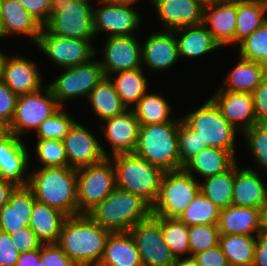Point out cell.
<instances>
[{
    "label": "cell",
    "instance_id": "6da1fadb",
    "mask_svg": "<svg viewBox=\"0 0 267 266\" xmlns=\"http://www.w3.org/2000/svg\"><path fill=\"white\" fill-rule=\"evenodd\" d=\"M110 233L87 214L68 216L56 244L77 266H98Z\"/></svg>",
    "mask_w": 267,
    "mask_h": 266
},
{
    "label": "cell",
    "instance_id": "7a4b0ae2",
    "mask_svg": "<svg viewBox=\"0 0 267 266\" xmlns=\"http://www.w3.org/2000/svg\"><path fill=\"white\" fill-rule=\"evenodd\" d=\"M27 186L36 201L67 216L78 215L77 170L71 167H31Z\"/></svg>",
    "mask_w": 267,
    "mask_h": 266
},
{
    "label": "cell",
    "instance_id": "3957f363",
    "mask_svg": "<svg viewBox=\"0 0 267 266\" xmlns=\"http://www.w3.org/2000/svg\"><path fill=\"white\" fill-rule=\"evenodd\" d=\"M206 98L199 106V103L195 104L197 108L192 107L191 111L188 108L189 112L181 114L182 120L198 133L202 143H206L208 147L229 151L237 159L240 158L239 146L242 145L238 144L241 143L238 139L242 138V134L222 116L213 100L209 96Z\"/></svg>",
    "mask_w": 267,
    "mask_h": 266
},
{
    "label": "cell",
    "instance_id": "277c9868",
    "mask_svg": "<svg viewBox=\"0 0 267 266\" xmlns=\"http://www.w3.org/2000/svg\"><path fill=\"white\" fill-rule=\"evenodd\" d=\"M152 214V206L141 196L115 188L87 215L111 232H129L138 222Z\"/></svg>",
    "mask_w": 267,
    "mask_h": 266
},
{
    "label": "cell",
    "instance_id": "5b68a950",
    "mask_svg": "<svg viewBox=\"0 0 267 266\" xmlns=\"http://www.w3.org/2000/svg\"><path fill=\"white\" fill-rule=\"evenodd\" d=\"M179 121L140 125L134 154L165 171L183 169L178 146Z\"/></svg>",
    "mask_w": 267,
    "mask_h": 266
},
{
    "label": "cell",
    "instance_id": "8992f818",
    "mask_svg": "<svg viewBox=\"0 0 267 266\" xmlns=\"http://www.w3.org/2000/svg\"><path fill=\"white\" fill-rule=\"evenodd\" d=\"M109 158L115 169L116 187L141 196L152 206L157 200L164 171L134 153Z\"/></svg>",
    "mask_w": 267,
    "mask_h": 266
},
{
    "label": "cell",
    "instance_id": "52a82bcc",
    "mask_svg": "<svg viewBox=\"0 0 267 266\" xmlns=\"http://www.w3.org/2000/svg\"><path fill=\"white\" fill-rule=\"evenodd\" d=\"M55 78H52L46 85L49 87L53 97L61 107H72V102L83 104L93 88L105 77L103 69L95 58L86 64L75 67L64 68L56 71ZM84 100V101H83ZM70 104V106L68 105Z\"/></svg>",
    "mask_w": 267,
    "mask_h": 266
},
{
    "label": "cell",
    "instance_id": "ba28073f",
    "mask_svg": "<svg viewBox=\"0 0 267 266\" xmlns=\"http://www.w3.org/2000/svg\"><path fill=\"white\" fill-rule=\"evenodd\" d=\"M200 191V182L184 168L163 173L152 215L178 218Z\"/></svg>",
    "mask_w": 267,
    "mask_h": 266
},
{
    "label": "cell",
    "instance_id": "9c48e42d",
    "mask_svg": "<svg viewBox=\"0 0 267 266\" xmlns=\"http://www.w3.org/2000/svg\"><path fill=\"white\" fill-rule=\"evenodd\" d=\"M97 5V6H96ZM135 5L98 0L93 5V22L96 40L99 36L118 37L138 35V31L145 29L143 13ZM138 8V9H137ZM139 10V11H138Z\"/></svg>",
    "mask_w": 267,
    "mask_h": 266
},
{
    "label": "cell",
    "instance_id": "30bf717a",
    "mask_svg": "<svg viewBox=\"0 0 267 266\" xmlns=\"http://www.w3.org/2000/svg\"><path fill=\"white\" fill-rule=\"evenodd\" d=\"M95 42L96 39L62 38L51 34L43 27L34 47L41 53L37 54L40 58L44 55L45 60H49L55 69L60 70L86 64L95 59V45H99Z\"/></svg>",
    "mask_w": 267,
    "mask_h": 266
},
{
    "label": "cell",
    "instance_id": "8fae6325",
    "mask_svg": "<svg viewBox=\"0 0 267 266\" xmlns=\"http://www.w3.org/2000/svg\"><path fill=\"white\" fill-rule=\"evenodd\" d=\"M60 108L47 85L37 92L18 96L8 132L32 143L30 134L33 136L41 123Z\"/></svg>",
    "mask_w": 267,
    "mask_h": 266
},
{
    "label": "cell",
    "instance_id": "7c38bea8",
    "mask_svg": "<svg viewBox=\"0 0 267 266\" xmlns=\"http://www.w3.org/2000/svg\"><path fill=\"white\" fill-rule=\"evenodd\" d=\"M116 188L115 169L109 157L77 169L78 214H87Z\"/></svg>",
    "mask_w": 267,
    "mask_h": 266
},
{
    "label": "cell",
    "instance_id": "4fadbf2b",
    "mask_svg": "<svg viewBox=\"0 0 267 266\" xmlns=\"http://www.w3.org/2000/svg\"><path fill=\"white\" fill-rule=\"evenodd\" d=\"M44 27L51 34L62 38L96 39L93 5L83 1L66 0L53 8Z\"/></svg>",
    "mask_w": 267,
    "mask_h": 266
},
{
    "label": "cell",
    "instance_id": "5bb4252c",
    "mask_svg": "<svg viewBox=\"0 0 267 266\" xmlns=\"http://www.w3.org/2000/svg\"><path fill=\"white\" fill-rule=\"evenodd\" d=\"M138 36L107 37L100 43L101 48L98 49L99 46H96L95 58L105 77L119 71L142 68L141 35Z\"/></svg>",
    "mask_w": 267,
    "mask_h": 266
},
{
    "label": "cell",
    "instance_id": "9a60e30c",
    "mask_svg": "<svg viewBox=\"0 0 267 266\" xmlns=\"http://www.w3.org/2000/svg\"><path fill=\"white\" fill-rule=\"evenodd\" d=\"M143 266H173L175 256L166 244L160 224V216L150 215L130 230Z\"/></svg>",
    "mask_w": 267,
    "mask_h": 266
},
{
    "label": "cell",
    "instance_id": "2e32d148",
    "mask_svg": "<svg viewBox=\"0 0 267 266\" xmlns=\"http://www.w3.org/2000/svg\"><path fill=\"white\" fill-rule=\"evenodd\" d=\"M101 131L100 139L106 157L121 153H133L139 136L140 123L132 109L122 114L105 119L96 125ZM104 140V141H103ZM107 142V143H104ZM109 151V152H108Z\"/></svg>",
    "mask_w": 267,
    "mask_h": 266
},
{
    "label": "cell",
    "instance_id": "e0dca14e",
    "mask_svg": "<svg viewBox=\"0 0 267 266\" xmlns=\"http://www.w3.org/2000/svg\"><path fill=\"white\" fill-rule=\"evenodd\" d=\"M150 30L151 33L141 39L142 68L159 75L176 69L181 60L174 31Z\"/></svg>",
    "mask_w": 267,
    "mask_h": 266
},
{
    "label": "cell",
    "instance_id": "ac0fdd59",
    "mask_svg": "<svg viewBox=\"0 0 267 266\" xmlns=\"http://www.w3.org/2000/svg\"><path fill=\"white\" fill-rule=\"evenodd\" d=\"M32 57L10 51L4 61L1 80L17 96L37 92L46 86V76L39 66L41 61L36 62L37 58Z\"/></svg>",
    "mask_w": 267,
    "mask_h": 266
},
{
    "label": "cell",
    "instance_id": "d6986e66",
    "mask_svg": "<svg viewBox=\"0 0 267 266\" xmlns=\"http://www.w3.org/2000/svg\"><path fill=\"white\" fill-rule=\"evenodd\" d=\"M76 121L65 135L63 141L67 155L68 167L75 170L103 161L106 156L103 152L100 136L85 125L84 120ZM99 137V138H98Z\"/></svg>",
    "mask_w": 267,
    "mask_h": 266
},
{
    "label": "cell",
    "instance_id": "ffe728a7",
    "mask_svg": "<svg viewBox=\"0 0 267 266\" xmlns=\"http://www.w3.org/2000/svg\"><path fill=\"white\" fill-rule=\"evenodd\" d=\"M27 141V142H26ZM28 140L8 132L0 139V180L26 186L30 174Z\"/></svg>",
    "mask_w": 267,
    "mask_h": 266
},
{
    "label": "cell",
    "instance_id": "44dd1931",
    "mask_svg": "<svg viewBox=\"0 0 267 266\" xmlns=\"http://www.w3.org/2000/svg\"><path fill=\"white\" fill-rule=\"evenodd\" d=\"M149 6L159 22L158 30L174 31L203 23L205 6L196 0H151Z\"/></svg>",
    "mask_w": 267,
    "mask_h": 266
},
{
    "label": "cell",
    "instance_id": "7402d4cb",
    "mask_svg": "<svg viewBox=\"0 0 267 266\" xmlns=\"http://www.w3.org/2000/svg\"><path fill=\"white\" fill-rule=\"evenodd\" d=\"M239 162L238 160L234 164L232 205L258 208L265 212L267 207L266 176Z\"/></svg>",
    "mask_w": 267,
    "mask_h": 266
},
{
    "label": "cell",
    "instance_id": "603a6c76",
    "mask_svg": "<svg viewBox=\"0 0 267 266\" xmlns=\"http://www.w3.org/2000/svg\"><path fill=\"white\" fill-rule=\"evenodd\" d=\"M208 95H211L209 97L220 109L222 116L241 134L257 124L251 93L216 89Z\"/></svg>",
    "mask_w": 267,
    "mask_h": 266
},
{
    "label": "cell",
    "instance_id": "cb8c5ba5",
    "mask_svg": "<svg viewBox=\"0 0 267 266\" xmlns=\"http://www.w3.org/2000/svg\"><path fill=\"white\" fill-rule=\"evenodd\" d=\"M236 18L237 0H217L205 6L202 24L222 49L234 51Z\"/></svg>",
    "mask_w": 267,
    "mask_h": 266
},
{
    "label": "cell",
    "instance_id": "d4e9b609",
    "mask_svg": "<svg viewBox=\"0 0 267 266\" xmlns=\"http://www.w3.org/2000/svg\"><path fill=\"white\" fill-rule=\"evenodd\" d=\"M0 12L4 39L26 37L36 45L43 26L33 18L18 0H0ZM12 37V38H11ZM28 38V39H27Z\"/></svg>",
    "mask_w": 267,
    "mask_h": 266
},
{
    "label": "cell",
    "instance_id": "484cf974",
    "mask_svg": "<svg viewBox=\"0 0 267 266\" xmlns=\"http://www.w3.org/2000/svg\"><path fill=\"white\" fill-rule=\"evenodd\" d=\"M174 35L181 62L186 60V63H189L190 60L197 59L196 63H198V60H202L203 57L205 59L212 53L219 54L217 51H222L221 46L203 24L176 29Z\"/></svg>",
    "mask_w": 267,
    "mask_h": 266
},
{
    "label": "cell",
    "instance_id": "4316f807",
    "mask_svg": "<svg viewBox=\"0 0 267 266\" xmlns=\"http://www.w3.org/2000/svg\"><path fill=\"white\" fill-rule=\"evenodd\" d=\"M35 201L34 194L27 185L17 186L8 203L0 210V230L11 235L29 226Z\"/></svg>",
    "mask_w": 267,
    "mask_h": 266
},
{
    "label": "cell",
    "instance_id": "83f0119b",
    "mask_svg": "<svg viewBox=\"0 0 267 266\" xmlns=\"http://www.w3.org/2000/svg\"><path fill=\"white\" fill-rule=\"evenodd\" d=\"M264 220V211L261 209L230 205L220 209L217 226L220 234L256 236Z\"/></svg>",
    "mask_w": 267,
    "mask_h": 266
},
{
    "label": "cell",
    "instance_id": "f1b7e54d",
    "mask_svg": "<svg viewBox=\"0 0 267 266\" xmlns=\"http://www.w3.org/2000/svg\"><path fill=\"white\" fill-rule=\"evenodd\" d=\"M235 65L227 67L224 79L216 89L232 92L253 93L257 86L267 76V66L255 63L237 56ZM222 82V83H221Z\"/></svg>",
    "mask_w": 267,
    "mask_h": 266
},
{
    "label": "cell",
    "instance_id": "f546056e",
    "mask_svg": "<svg viewBox=\"0 0 267 266\" xmlns=\"http://www.w3.org/2000/svg\"><path fill=\"white\" fill-rule=\"evenodd\" d=\"M238 160L231 152L207 147L196 154L183 168L198 181L224 173Z\"/></svg>",
    "mask_w": 267,
    "mask_h": 266
},
{
    "label": "cell",
    "instance_id": "4dcf8cb0",
    "mask_svg": "<svg viewBox=\"0 0 267 266\" xmlns=\"http://www.w3.org/2000/svg\"><path fill=\"white\" fill-rule=\"evenodd\" d=\"M148 90L132 108L140 125L161 124L170 121H180V115L175 113L173 103L164 96L163 92ZM170 101V102H169Z\"/></svg>",
    "mask_w": 267,
    "mask_h": 266
},
{
    "label": "cell",
    "instance_id": "1f68e13d",
    "mask_svg": "<svg viewBox=\"0 0 267 266\" xmlns=\"http://www.w3.org/2000/svg\"><path fill=\"white\" fill-rule=\"evenodd\" d=\"M86 111L91 110L98 124L105 119L122 114L127 108L122 104L114 83L104 77L90 92L85 101ZM98 120V121H97Z\"/></svg>",
    "mask_w": 267,
    "mask_h": 266
},
{
    "label": "cell",
    "instance_id": "d6a6232c",
    "mask_svg": "<svg viewBox=\"0 0 267 266\" xmlns=\"http://www.w3.org/2000/svg\"><path fill=\"white\" fill-rule=\"evenodd\" d=\"M98 266H143L130 232H111Z\"/></svg>",
    "mask_w": 267,
    "mask_h": 266
},
{
    "label": "cell",
    "instance_id": "836d02e7",
    "mask_svg": "<svg viewBox=\"0 0 267 266\" xmlns=\"http://www.w3.org/2000/svg\"><path fill=\"white\" fill-rule=\"evenodd\" d=\"M67 218L65 213L35 201L29 227L42 244L57 243Z\"/></svg>",
    "mask_w": 267,
    "mask_h": 266
},
{
    "label": "cell",
    "instance_id": "e575fe53",
    "mask_svg": "<svg viewBox=\"0 0 267 266\" xmlns=\"http://www.w3.org/2000/svg\"><path fill=\"white\" fill-rule=\"evenodd\" d=\"M147 75L150 74L143 68H137L119 71L109 76L115 85L122 104L127 109H132L150 88L153 89Z\"/></svg>",
    "mask_w": 267,
    "mask_h": 266
},
{
    "label": "cell",
    "instance_id": "d590c367",
    "mask_svg": "<svg viewBox=\"0 0 267 266\" xmlns=\"http://www.w3.org/2000/svg\"><path fill=\"white\" fill-rule=\"evenodd\" d=\"M256 236L244 234H220L219 246L229 266H252Z\"/></svg>",
    "mask_w": 267,
    "mask_h": 266
},
{
    "label": "cell",
    "instance_id": "8d00e7d4",
    "mask_svg": "<svg viewBox=\"0 0 267 266\" xmlns=\"http://www.w3.org/2000/svg\"><path fill=\"white\" fill-rule=\"evenodd\" d=\"M267 20V6L251 0H237L235 47Z\"/></svg>",
    "mask_w": 267,
    "mask_h": 266
},
{
    "label": "cell",
    "instance_id": "74e56055",
    "mask_svg": "<svg viewBox=\"0 0 267 266\" xmlns=\"http://www.w3.org/2000/svg\"><path fill=\"white\" fill-rule=\"evenodd\" d=\"M241 137L242 142L245 143V151L248 150V155H250L247 159L251 161L247 165L243 160L242 164L267 176V124L253 125Z\"/></svg>",
    "mask_w": 267,
    "mask_h": 266
},
{
    "label": "cell",
    "instance_id": "f35d334b",
    "mask_svg": "<svg viewBox=\"0 0 267 266\" xmlns=\"http://www.w3.org/2000/svg\"><path fill=\"white\" fill-rule=\"evenodd\" d=\"M34 141L33 144L30 145L29 142L28 145L31 147L35 144L29 148L30 167H68L67 155L62 140L35 138ZM35 161H38L37 165L33 163Z\"/></svg>",
    "mask_w": 267,
    "mask_h": 266
},
{
    "label": "cell",
    "instance_id": "ab89813d",
    "mask_svg": "<svg viewBox=\"0 0 267 266\" xmlns=\"http://www.w3.org/2000/svg\"><path fill=\"white\" fill-rule=\"evenodd\" d=\"M201 193L219 209L232 205L234 165L224 173L200 180Z\"/></svg>",
    "mask_w": 267,
    "mask_h": 266
},
{
    "label": "cell",
    "instance_id": "60d3db41",
    "mask_svg": "<svg viewBox=\"0 0 267 266\" xmlns=\"http://www.w3.org/2000/svg\"><path fill=\"white\" fill-rule=\"evenodd\" d=\"M161 230L166 244L175 258L190 256L189 226L178 218L160 216Z\"/></svg>",
    "mask_w": 267,
    "mask_h": 266
},
{
    "label": "cell",
    "instance_id": "b9f144b4",
    "mask_svg": "<svg viewBox=\"0 0 267 266\" xmlns=\"http://www.w3.org/2000/svg\"><path fill=\"white\" fill-rule=\"evenodd\" d=\"M219 214L220 209L199 191L178 219L187 226L217 224Z\"/></svg>",
    "mask_w": 267,
    "mask_h": 266
},
{
    "label": "cell",
    "instance_id": "7bdbcfd3",
    "mask_svg": "<svg viewBox=\"0 0 267 266\" xmlns=\"http://www.w3.org/2000/svg\"><path fill=\"white\" fill-rule=\"evenodd\" d=\"M235 48L234 56L267 66V20Z\"/></svg>",
    "mask_w": 267,
    "mask_h": 266
},
{
    "label": "cell",
    "instance_id": "ee69618b",
    "mask_svg": "<svg viewBox=\"0 0 267 266\" xmlns=\"http://www.w3.org/2000/svg\"><path fill=\"white\" fill-rule=\"evenodd\" d=\"M67 107H61L50 118L44 120L34 133L37 139L63 140L78 120ZM74 115V116H73Z\"/></svg>",
    "mask_w": 267,
    "mask_h": 266
},
{
    "label": "cell",
    "instance_id": "f6af8a7d",
    "mask_svg": "<svg viewBox=\"0 0 267 266\" xmlns=\"http://www.w3.org/2000/svg\"><path fill=\"white\" fill-rule=\"evenodd\" d=\"M220 232L217 224L189 226L190 256H194L219 244Z\"/></svg>",
    "mask_w": 267,
    "mask_h": 266
},
{
    "label": "cell",
    "instance_id": "bcb514c9",
    "mask_svg": "<svg viewBox=\"0 0 267 266\" xmlns=\"http://www.w3.org/2000/svg\"><path fill=\"white\" fill-rule=\"evenodd\" d=\"M179 157L182 167H184L202 149L207 148L206 143H202L198 133L192 130L181 118L178 131Z\"/></svg>",
    "mask_w": 267,
    "mask_h": 266
},
{
    "label": "cell",
    "instance_id": "7dc6e473",
    "mask_svg": "<svg viewBox=\"0 0 267 266\" xmlns=\"http://www.w3.org/2000/svg\"><path fill=\"white\" fill-rule=\"evenodd\" d=\"M40 266H77L56 243L42 244Z\"/></svg>",
    "mask_w": 267,
    "mask_h": 266
},
{
    "label": "cell",
    "instance_id": "c3c4849f",
    "mask_svg": "<svg viewBox=\"0 0 267 266\" xmlns=\"http://www.w3.org/2000/svg\"><path fill=\"white\" fill-rule=\"evenodd\" d=\"M10 236L13 245L16 246L20 254L40 249L42 245V242L29 226L17 230Z\"/></svg>",
    "mask_w": 267,
    "mask_h": 266
},
{
    "label": "cell",
    "instance_id": "681fc988",
    "mask_svg": "<svg viewBox=\"0 0 267 266\" xmlns=\"http://www.w3.org/2000/svg\"><path fill=\"white\" fill-rule=\"evenodd\" d=\"M17 97L0 79V120L7 126L13 120Z\"/></svg>",
    "mask_w": 267,
    "mask_h": 266
},
{
    "label": "cell",
    "instance_id": "f907efd6",
    "mask_svg": "<svg viewBox=\"0 0 267 266\" xmlns=\"http://www.w3.org/2000/svg\"><path fill=\"white\" fill-rule=\"evenodd\" d=\"M22 6L35 18L43 27L50 19L53 12L51 0H18Z\"/></svg>",
    "mask_w": 267,
    "mask_h": 266
},
{
    "label": "cell",
    "instance_id": "816d5d0a",
    "mask_svg": "<svg viewBox=\"0 0 267 266\" xmlns=\"http://www.w3.org/2000/svg\"><path fill=\"white\" fill-rule=\"evenodd\" d=\"M19 255L10 234L0 230V266H16Z\"/></svg>",
    "mask_w": 267,
    "mask_h": 266
},
{
    "label": "cell",
    "instance_id": "f5cc1de1",
    "mask_svg": "<svg viewBox=\"0 0 267 266\" xmlns=\"http://www.w3.org/2000/svg\"><path fill=\"white\" fill-rule=\"evenodd\" d=\"M252 95L257 123L267 124V76L253 91Z\"/></svg>",
    "mask_w": 267,
    "mask_h": 266
},
{
    "label": "cell",
    "instance_id": "db71d44e",
    "mask_svg": "<svg viewBox=\"0 0 267 266\" xmlns=\"http://www.w3.org/2000/svg\"><path fill=\"white\" fill-rule=\"evenodd\" d=\"M193 257L198 266H229L227 258L219 245L195 254Z\"/></svg>",
    "mask_w": 267,
    "mask_h": 266
},
{
    "label": "cell",
    "instance_id": "11a10c76",
    "mask_svg": "<svg viewBox=\"0 0 267 266\" xmlns=\"http://www.w3.org/2000/svg\"><path fill=\"white\" fill-rule=\"evenodd\" d=\"M16 266H40V249L20 254Z\"/></svg>",
    "mask_w": 267,
    "mask_h": 266
},
{
    "label": "cell",
    "instance_id": "9f6ffc18",
    "mask_svg": "<svg viewBox=\"0 0 267 266\" xmlns=\"http://www.w3.org/2000/svg\"><path fill=\"white\" fill-rule=\"evenodd\" d=\"M16 187L17 185L11 181L0 180V210L8 203L9 197Z\"/></svg>",
    "mask_w": 267,
    "mask_h": 266
},
{
    "label": "cell",
    "instance_id": "6f0895ef",
    "mask_svg": "<svg viewBox=\"0 0 267 266\" xmlns=\"http://www.w3.org/2000/svg\"><path fill=\"white\" fill-rule=\"evenodd\" d=\"M254 250H267V222L264 220L262 228L256 235Z\"/></svg>",
    "mask_w": 267,
    "mask_h": 266
},
{
    "label": "cell",
    "instance_id": "680465c9",
    "mask_svg": "<svg viewBox=\"0 0 267 266\" xmlns=\"http://www.w3.org/2000/svg\"><path fill=\"white\" fill-rule=\"evenodd\" d=\"M252 266H267V250H254Z\"/></svg>",
    "mask_w": 267,
    "mask_h": 266
},
{
    "label": "cell",
    "instance_id": "91938a15",
    "mask_svg": "<svg viewBox=\"0 0 267 266\" xmlns=\"http://www.w3.org/2000/svg\"><path fill=\"white\" fill-rule=\"evenodd\" d=\"M173 266H198L193 256L177 258Z\"/></svg>",
    "mask_w": 267,
    "mask_h": 266
},
{
    "label": "cell",
    "instance_id": "94428289",
    "mask_svg": "<svg viewBox=\"0 0 267 266\" xmlns=\"http://www.w3.org/2000/svg\"><path fill=\"white\" fill-rule=\"evenodd\" d=\"M106 1H111V2H117V3H124V4H131V5H135V6H139L141 5L143 7V5L141 3H143V1H146L147 7H149L148 5L150 4L151 0H106ZM140 3V4H139Z\"/></svg>",
    "mask_w": 267,
    "mask_h": 266
},
{
    "label": "cell",
    "instance_id": "6125c7cd",
    "mask_svg": "<svg viewBox=\"0 0 267 266\" xmlns=\"http://www.w3.org/2000/svg\"><path fill=\"white\" fill-rule=\"evenodd\" d=\"M1 47H0V79H1V76H2V70H3V64H4V61L6 59V57L8 56V51H4L2 50V42L0 43ZM7 52V53H6Z\"/></svg>",
    "mask_w": 267,
    "mask_h": 266
},
{
    "label": "cell",
    "instance_id": "be15d7a7",
    "mask_svg": "<svg viewBox=\"0 0 267 266\" xmlns=\"http://www.w3.org/2000/svg\"><path fill=\"white\" fill-rule=\"evenodd\" d=\"M8 133V126L0 120V139Z\"/></svg>",
    "mask_w": 267,
    "mask_h": 266
},
{
    "label": "cell",
    "instance_id": "e7e4bbea",
    "mask_svg": "<svg viewBox=\"0 0 267 266\" xmlns=\"http://www.w3.org/2000/svg\"><path fill=\"white\" fill-rule=\"evenodd\" d=\"M199 3H201L203 6H208L214 2H216L217 0H196Z\"/></svg>",
    "mask_w": 267,
    "mask_h": 266
},
{
    "label": "cell",
    "instance_id": "03108f58",
    "mask_svg": "<svg viewBox=\"0 0 267 266\" xmlns=\"http://www.w3.org/2000/svg\"><path fill=\"white\" fill-rule=\"evenodd\" d=\"M4 33H3V27H2V18H1V12H0V43L4 41Z\"/></svg>",
    "mask_w": 267,
    "mask_h": 266
},
{
    "label": "cell",
    "instance_id": "003e7915",
    "mask_svg": "<svg viewBox=\"0 0 267 266\" xmlns=\"http://www.w3.org/2000/svg\"><path fill=\"white\" fill-rule=\"evenodd\" d=\"M64 1H66V0H51L54 7L57 6L58 4L63 3Z\"/></svg>",
    "mask_w": 267,
    "mask_h": 266
},
{
    "label": "cell",
    "instance_id": "a7ac6f4b",
    "mask_svg": "<svg viewBox=\"0 0 267 266\" xmlns=\"http://www.w3.org/2000/svg\"><path fill=\"white\" fill-rule=\"evenodd\" d=\"M76 1H83V2L90 3V4L94 5L98 0H76Z\"/></svg>",
    "mask_w": 267,
    "mask_h": 266
},
{
    "label": "cell",
    "instance_id": "89a4df30",
    "mask_svg": "<svg viewBox=\"0 0 267 266\" xmlns=\"http://www.w3.org/2000/svg\"><path fill=\"white\" fill-rule=\"evenodd\" d=\"M251 1H254V2H257L259 4H263V5L267 6V0H251Z\"/></svg>",
    "mask_w": 267,
    "mask_h": 266
},
{
    "label": "cell",
    "instance_id": "2644e50d",
    "mask_svg": "<svg viewBox=\"0 0 267 266\" xmlns=\"http://www.w3.org/2000/svg\"><path fill=\"white\" fill-rule=\"evenodd\" d=\"M264 217H265V221L267 222V207H266L265 212H264Z\"/></svg>",
    "mask_w": 267,
    "mask_h": 266
}]
</instances>
